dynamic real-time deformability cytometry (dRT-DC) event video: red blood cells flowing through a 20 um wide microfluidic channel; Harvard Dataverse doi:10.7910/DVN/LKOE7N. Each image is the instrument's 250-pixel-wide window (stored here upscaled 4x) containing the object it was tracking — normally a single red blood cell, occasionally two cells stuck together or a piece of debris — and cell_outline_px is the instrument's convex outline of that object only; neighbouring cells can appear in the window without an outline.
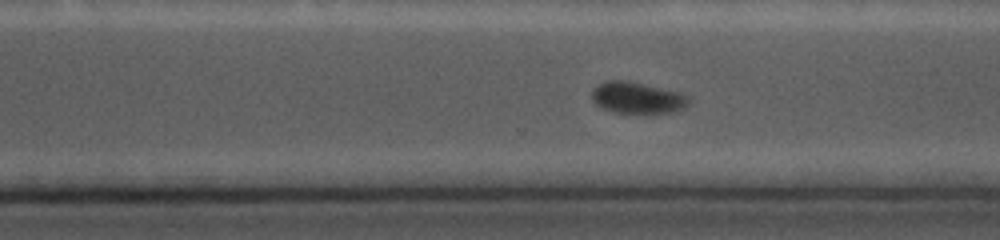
{"species": "common noctule bat (a hibernating species)", "species_latin": "Nyctalus noctula", "temperature_condition": "cold", "stored_images_in_passage": 25, "camera_frame_rate_fps": 5000, "um_per_image_px": 0.085, "animal": {"sex": "female", "body_mass_g": 19.0, "forearm_length_mm": 56.7}, "frame": {"image": 1, "passage_image": 16, "time_ms": 6.0, "image_size_px": [1000, 240], "cell_outline_px": [[688, 104], [684, 108], [676, 112], [612, 112], [596, 104], [592, 100], [592, 92], [600, 84], [608, 80], [628, 80], [680, 92], [688, 96]], "centroid_in_image_um": [54.19, 8.3], "position_along_channel_um": 316.4, "area_um2": 17.51}}
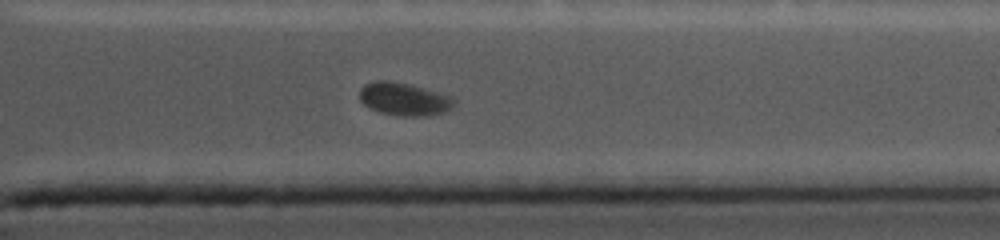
{"frame": {"image": 2, "passage_image": 20, "time_ms": 7.6, "image_size_px": [1000, 240], "cell_outline_px": [[456, 100], [452, 108], [444, 112], [428, 116], [404, 116], [380, 112], [364, 104], [360, 100], [360, 88], [364, 84], [376, 80], [388, 80], [408, 84], [448, 96]], "centroid_in_image_um": [34.32, 8.42], "position_along_channel_um": 377.1, "area_um2": 17.8}}
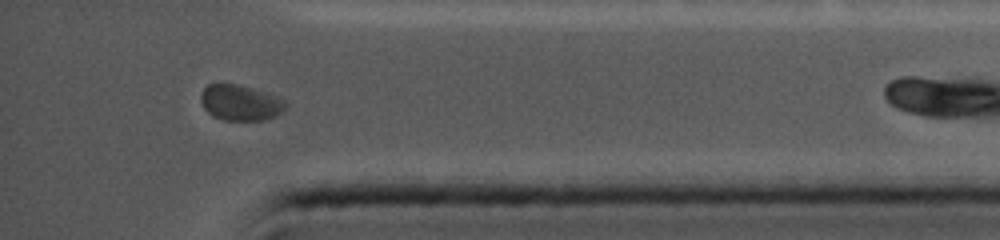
{"frame": {"image": 3, "passage_image": 23, "time_ms": 8.6, "image_size_px": [1000, 240], "cell_outline_px": [[284, 108], [276, 116], [264, 120], [224, 120], [212, 116], [204, 108], [200, 100], [200, 96], [204, 88], [208, 84], [216, 80], [220, 80], [236, 84], [284, 100]], "centroid_in_image_um": [20.3, 8.71], "position_along_channel_um": 414.9, "area_um2": 17.51}}